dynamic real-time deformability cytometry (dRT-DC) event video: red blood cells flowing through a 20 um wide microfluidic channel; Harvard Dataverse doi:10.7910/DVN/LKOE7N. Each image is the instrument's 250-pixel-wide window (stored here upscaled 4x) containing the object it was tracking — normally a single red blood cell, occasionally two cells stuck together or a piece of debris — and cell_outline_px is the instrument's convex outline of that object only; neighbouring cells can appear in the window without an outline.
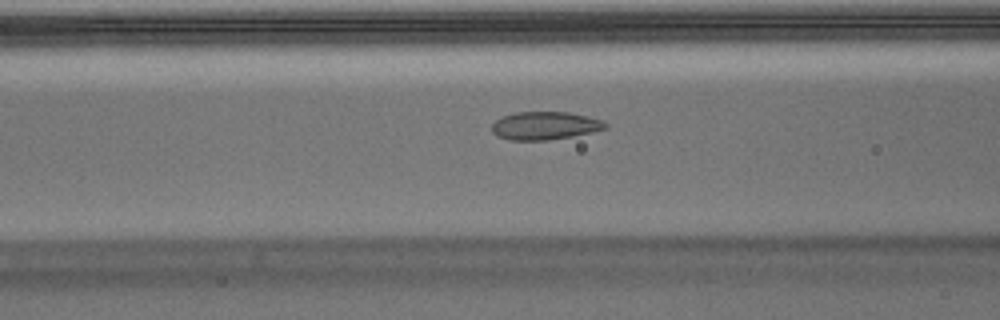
{"species": "Egyptian fruit bat (a non-hibernating species)", "species_latin": "Rousettus aegyptiacus", "temperature_condition": "warm", "stored_images_in_passage": 41, "camera_frame_rate_fps": 3000, "um_per_image_px": 0.085, "animal": {"sex": "male"}, "frame": {"image": 1, "passage_image": 12, "time_ms": 3.667, "image_size_px": [1000, 320], "cell_outline_px": [[608, 128], [592, 132], [572, 136], [548, 140], [512, 140], [496, 136], [492, 132], [492, 124], [500, 116], [512, 112], [568, 112], [588, 116], [604, 120], [608, 124]], "centroid_in_image_um": [46.32, 10.67], "position_along_channel_um": 120.3, "area_um2": 18.79}}
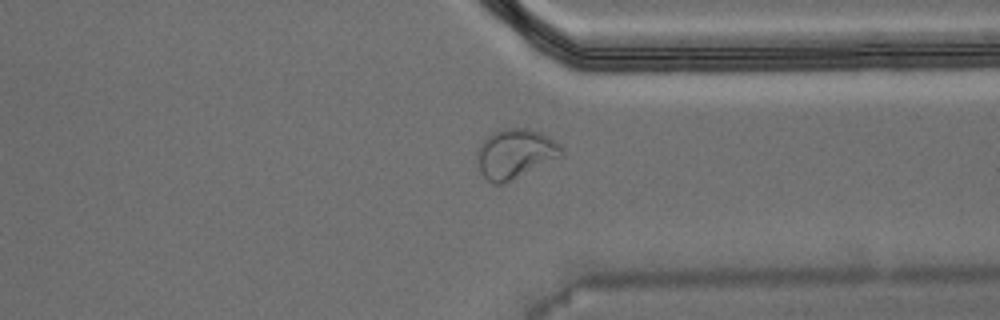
{"frame": {"image": 2, "passage_image": 32, "time_ms": 10.333, "image_size_px": [1000, 320], "cell_outline_px": [[564, 156], [500, 184], [492, 184], [480, 172], [476, 156], [476, 152], [480, 144], [492, 132], [500, 128], [528, 128], [540, 132], [564, 144]], "centroid_in_image_um": [43.83, 13.03], "position_along_channel_um": 367.6, "area_um2": 24.57}}
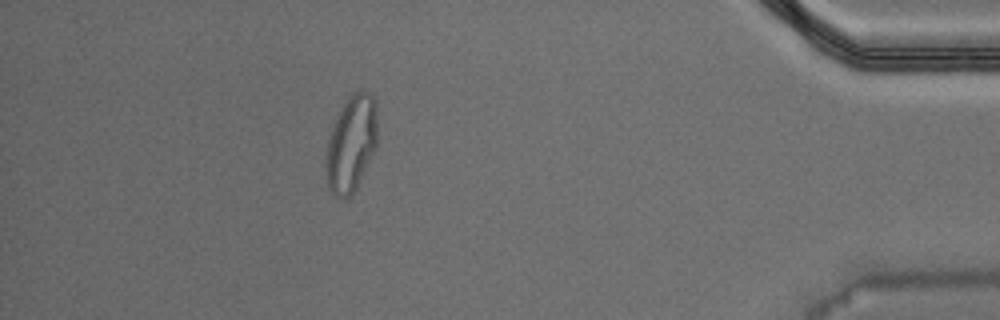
{"frame": {"image": 3, "passage_image": 39, "time_ms": 12.667, "image_size_px": [1000, 320], "cell_outline_px": [[376, 148], [356, 188], [344, 200], [336, 196], [328, 188], [324, 164], [328, 140], [332, 128], [344, 104], [352, 92], [360, 88], [364, 88], [376, 100]], "centroid_in_image_um": [29.85, 12.2], "position_along_channel_um": 405.3, "area_um2": 28.84}, "authors_computed_cell_mechanics": {"area_um2": 18.9006, "velocity_mm_per_s": 3.7225, "shape_relaxation_time_tau1_ms": null, "shape_relaxation_time_tau2_ms": 0.9817, "deformation_change_tau1": null, "deformation_change_tau2": 0.0526}}